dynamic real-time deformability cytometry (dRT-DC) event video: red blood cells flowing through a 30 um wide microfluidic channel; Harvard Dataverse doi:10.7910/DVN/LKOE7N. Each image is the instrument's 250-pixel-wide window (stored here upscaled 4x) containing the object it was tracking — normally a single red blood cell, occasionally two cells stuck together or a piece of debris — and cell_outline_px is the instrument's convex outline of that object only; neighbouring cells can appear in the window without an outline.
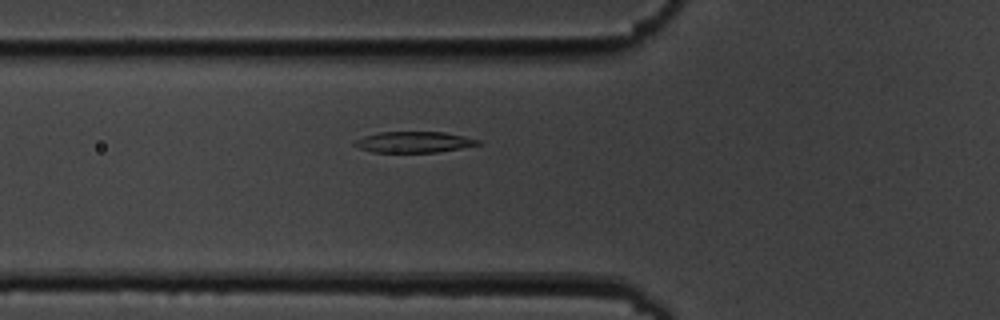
{"species": "common noctule bat (a hibernating species)", "species_latin": "Nyctalus noctula", "temperature_condition": "cold", "stored_images_in_passage": 8, "camera_frame_rate_fps": 3000, "um_per_image_px": 0.085, "animal": {"sex": "male", "body_mass_g": 19.5, "forearm_length_mm": 54.6}, "frame": {"image": 1, "passage_image": 8, "time_ms": 8.667, "image_size_px": [1000, 320], "cell_outline_px": [[480, 144], [460, 148], [436, 152], [372, 152], [360, 148], [352, 144], [352, 140], [364, 136], [380, 132], [444, 132], [464, 136], [480, 140]], "centroid_in_image_um": [35.13, 12.07], "position_along_channel_um": 90.7, "area_um2": 15.03}}